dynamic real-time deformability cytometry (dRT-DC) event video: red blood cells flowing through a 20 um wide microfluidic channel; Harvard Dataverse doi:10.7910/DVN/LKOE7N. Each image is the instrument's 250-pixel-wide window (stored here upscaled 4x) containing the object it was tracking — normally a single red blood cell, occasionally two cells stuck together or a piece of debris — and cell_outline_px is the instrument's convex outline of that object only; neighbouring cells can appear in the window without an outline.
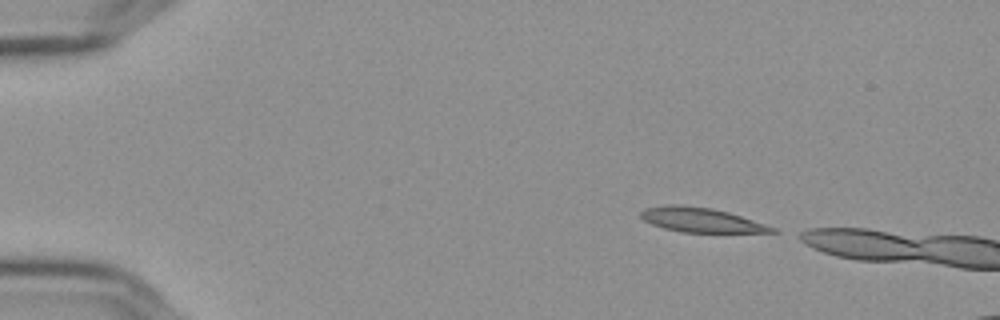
{"species": "Egyptian fruit bat (a non-hibernating species)", "species_latin": "Rousettus aegyptiacus", "temperature_condition": "cold", "stored_images_in_passage": 9, "camera_frame_rate_fps": 3000, "um_per_image_px": 0.085, "frame": {"image": 1, "passage_image": 1, "time_ms": 0.0, "image_size_px": [1000, 320], "cell_outline_px": [[780, 232], [684, 232], [664, 228], [652, 224], [644, 220], [640, 216], [640, 212], [644, 208], [664, 204], [680, 204], [712, 208], [728, 212], [776, 228]], "centroid_in_image_um": [59.53, 18.68], "position_along_channel_um": 25.5, "area_um2": 18.61}}